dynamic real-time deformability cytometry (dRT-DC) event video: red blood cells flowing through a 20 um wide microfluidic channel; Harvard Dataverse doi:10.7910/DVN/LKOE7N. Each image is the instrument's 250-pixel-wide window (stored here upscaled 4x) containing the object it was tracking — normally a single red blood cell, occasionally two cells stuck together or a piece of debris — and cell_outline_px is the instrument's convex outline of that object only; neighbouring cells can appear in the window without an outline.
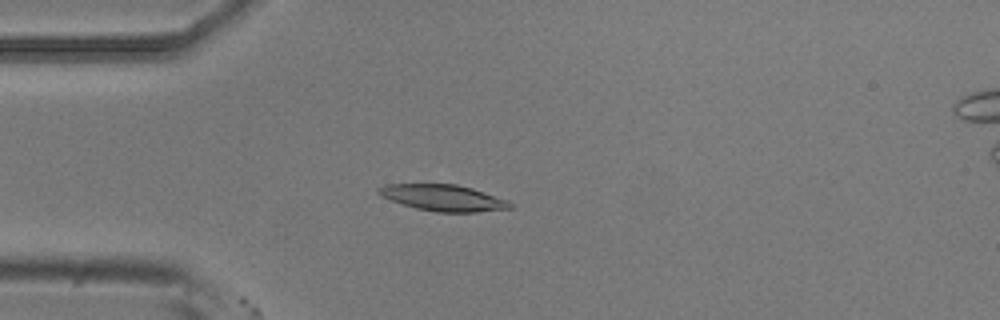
{"species": "common noctule bat (a hibernating species)", "species_latin": "Nyctalus noctula", "temperature_condition": "room temperature", "stored_images_in_passage": 4, "camera_frame_rate_fps": 3000, "um_per_image_px": 0.085, "animal": {"sex": "male", "body_mass_g": 20.5, "forearm_length_mm": 52.5}, "frame": {"image": 1, "passage_image": 2, "time_ms": 0.333, "image_size_px": [1000, 320], "cell_outline_px": [[512, 208], [476, 212], [436, 212], [416, 208], [380, 196], [376, 192], [376, 188], [384, 184], [456, 184], [472, 188], [508, 200], [512, 204]], "centroid_in_image_um": [37.65, 16.81], "position_along_channel_um": 47.3, "area_um2": 20.11}}